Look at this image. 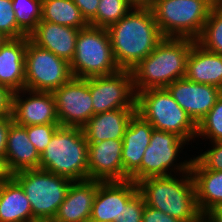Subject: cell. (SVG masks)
<instances>
[{"instance_id": "1", "label": "cell", "mask_w": 222, "mask_h": 222, "mask_svg": "<svg viewBox=\"0 0 222 222\" xmlns=\"http://www.w3.org/2000/svg\"><path fill=\"white\" fill-rule=\"evenodd\" d=\"M114 59L130 70L149 55L164 38L150 8H135L107 28Z\"/></svg>"}, {"instance_id": "2", "label": "cell", "mask_w": 222, "mask_h": 222, "mask_svg": "<svg viewBox=\"0 0 222 222\" xmlns=\"http://www.w3.org/2000/svg\"><path fill=\"white\" fill-rule=\"evenodd\" d=\"M195 42L189 38L164 37L149 55L130 69L136 94L166 88L185 78L187 59Z\"/></svg>"}, {"instance_id": "3", "label": "cell", "mask_w": 222, "mask_h": 222, "mask_svg": "<svg viewBox=\"0 0 222 222\" xmlns=\"http://www.w3.org/2000/svg\"><path fill=\"white\" fill-rule=\"evenodd\" d=\"M145 205L183 222H202L191 172L149 177L137 183Z\"/></svg>"}, {"instance_id": "4", "label": "cell", "mask_w": 222, "mask_h": 222, "mask_svg": "<svg viewBox=\"0 0 222 222\" xmlns=\"http://www.w3.org/2000/svg\"><path fill=\"white\" fill-rule=\"evenodd\" d=\"M39 169L72 181L88 180V143L83 129L59 126L40 155Z\"/></svg>"}, {"instance_id": "5", "label": "cell", "mask_w": 222, "mask_h": 222, "mask_svg": "<svg viewBox=\"0 0 222 222\" xmlns=\"http://www.w3.org/2000/svg\"><path fill=\"white\" fill-rule=\"evenodd\" d=\"M136 112L154 129L174 133L191 146L197 134V124L177 104L166 88L147 89L137 93Z\"/></svg>"}, {"instance_id": "6", "label": "cell", "mask_w": 222, "mask_h": 222, "mask_svg": "<svg viewBox=\"0 0 222 222\" xmlns=\"http://www.w3.org/2000/svg\"><path fill=\"white\" fill-rule=\"evenodd\" d=\"M213 7L204 0H153L150 7L163 37L197 40Z\"/></svg>"}, {"instance_id": "7", "label": "cell", "mask_w": 222, "mask_h": 222, "mask_svg": "<svg viewBox=\"0 0 222 222\" xmlns=\"http://www.w3.org/2000/svg\"><path fill=\"white\" fill-rule=\"evenodd\" d=\"M12 177L30 201L33 222L52 221L73 182L41 169L23 170Z\"/></svg>"}, {"instance_id": "8", "label": "cell", "mask_w": 222, "mask_h": 222, "mask_svg": "<svg viewBox=\"0 0 222 222\" xmlns=\"http://www.w3.org/2000/svg\"><path fill=\"white\" fill-rule=\"evenodd\" d=\"M70 70L74 78L84 79L120 70L113 56L107 29L88 25L79 30Z\"/></svg>"}, {"instance_id": "9", "label": "cell", "mask_w": 222, "mask_h": 222, "mask_svg": "<svg viewBox=\"0 0 222 222\" xmlns=\"http://www.w3.org/2000/svg\"><path fill=\"white\" fill-rule=\"evenodd\" d=\"M188 145L186 140L174 133L153 129L150 144L141 161V180L189 172L193 157L180 155L186 153L183 149Z\"/></svg>"}, {"instance_id": "10", "label": "cell", "mask_w": 222, "mask_h": 222, "mask_svg": "<svg viewBox=\"0 0 222 222\" xmlns=\"http://www.w3.org/2000/svg\"><path fill=\"white\" fill-rule=\"evenodd\" d=\"M24 68L25 89L31 91L53 92L73 77L70 63L37 47L28 36Z\"/></svg>"}, {"instance_id": "11", "label": "cell", "mask_w": 222, "mask_h": 222, "mask_svg": "<svg viewBox=\"0 0 222 222\" xmlns=\"http://www.w3.org/2000/svg\"><path fill=\"white\" fill-rule=\"evenodd\" d=\"M93 115L114 109H136L137 94L131 70L120 69L110 75L89 77Z\"/></svg>"}, {"instance_id": "12", "label": "cell", "mask_w": 222, "mask_h": 222, "mask_svg": "<svg viewBox=\"0 0 222 222\" xmlns=\"http://www.w3.org/2000/svg\"><path fill=\"white\" fill-rule=\"evenodd\" d=\"M52 94L60 126L82 128L93 116L89 78L72 77Z\"/></svg>"}, {"instance_id": "13", "label": "cell", "mask_w": 222, "mask_h": 222, "mask_svg": "<svg viewBox=\"0 0 222 222\" xmlns=\"http://www.w3.org/2000/svg\"><path fill=\"white\" fill-rule=\"evenodd\" d=\"M11 115L22 126L59 124L52 92L27 89L12 93Z\"/></svg>"}, {"instance_id": "14", "label": "cell", "mask_w": 222, "mask_h": 222, "mask_svg": "<svg viewBox=\"0 0 222 222\" xmlns=\"http://www.w3.org/2000/svg\"><path fill=\"white\" fill-rule=\"evenodd\" d=\"M166 89L177 104L198 124L214 107L222 90L217 86L178 79Z\"/></svg>"}, {"instance_id": "15", "label": "cell", "mask_w": 222, "mask_h": 222, "mask_svg": "<svg viewBox=\"0 0 222 222\" xmlns=\"http://www.w3.org/2000/svg\"><path fill=\"white\" fill-rule=\"evenodd\" d=\"M152 125L135 112L130 118L123 137L122 164L124 181H141V161L150 144Z\"/></svg>"}, {"instance_id": "16", "label": "cell", "mask_w": 222, "mask_h": 222, "mask_svg": "<svg viewBox=\"0 0 222 222\" xmlns=\"http://www.w3.org/2000/svg\"><path fill=\"white\" fill-rule=\"evenodd\" d=\"M138 185L132 180L97 181L90 220L115 222L125 206L137 193Z\"/></svg>"}, {"instance_id": "17", "label": "cell", "mask_w": 222, "mask_h": 222, "mask_svg": "<svg viewBox=\"0 0 222 222\" xmlns=\"http://www.w3.org/2000/svg\"><path fill=\"white\" fill-rule=\"evenodd\" d=\"M123 140L88 143V179L101 182L124 181Z\"/></svg>"}, {"instance_id": "18", "label": "cell", "mask_w": 222, "mask_h": 222, "mask_svg": "<svg viewBox=\"0 0 222 222\" xmlns=\"http://www.w3.org/2000/svg\"><path fill=\"white\" fill-rule=\"evenodd\" d=\"M78 32L77 28L40 21L28 37L37 47L51 51L70 63L75 55Z\"/></svg>"}, {"instance_id": "19", "label": "cell", "mask_w": 222, "mask_h": 222, "mask_svg": "<svg viewBox=\"0 0 222 222\" xmlns=\"http://www.w3.org/2000/svg\"><path fill=\"white\" fill-rule=\"evenodd\" d=\"M97 192V180L73 181L51 222H88Z\"/></svg>"}, {"instance_id": "20", "label": "cell", "mask_w": 222, "mask_h": 222, "mask_svg": "<svg viewBox=\"0 0 222 222\" xmlns=\"http://www.w3.org/2000/svg\"><path fill=\"white\" fill-rule=\"evenodd\" d=\"M5 163L11 175L31 169H39L40 155L30 142L25 126L14 121L7 136Z\"/></svg>"}, {"instance_id": "21", "label": "cell", "mask_w": 222, "mask_h": 222, "mask_svg": "<svg viewBox=\"0 0 222 222\" xmlns=\"http://www.w3.org/2000/svg\"><path fill=\"white\" fill-rule=\"evenodd\" d=\"M27 36L8 39L0 48V85L12 93L25 89Z\"/></svg>"}, {"instance_id": "22", "label": "cell", "mask_w": 222, "mask_h": 222, "mask_svg": "<svg viewBox=\"0 0 222 222\" xmlns=\"http://www.w3.org/2000/svg\"><path fill=\"white\" fill-rule=\"evenodd\" d=\"M136 109H114L93 115L82 127L87 143L123 140L130 118Z\"/></svg>"}, {"instance_id": "23", "label": "cell", "mask_w": 222, "mask_h": 222, "mask_svg": "<svg viewBox=\"0 0 222 222\" xmlns=\"http://www.w3.org/2000/svg\"><path fill=\"white\" fill-rule=\"evenodd\" d=\"M185 78L222 90V55L210 52L195 42L187 59Z\"/></svg>"}, {"instance_id": "24", "label": "cell", "mask_w": 222, "mask_h": 222, "mask_svg": "<svg viewBox=\"0 0 222 222\" xmlns=\"http://www.w3.org/2000/svg\"><path fill=\"white\" fill-rule=\"evenodd\" d=\"M190 172L193 177L196 201L204 215L215 206L222 204V171L206 170L194 157Z\"/></svg>"}, {"instance_id": "25", "label": "cell", "mask_w": 222, "mask_h": 222, "mask_svg": "<svg viewBox=\"0 0 222 222\" xmlns=\"http://www.w3.org/2000/svg\"><path fill=\"white\" fill-rule=\"evenodd\" d=\"M0 222H33L30 201L12 176L0 185Z\"/></svg>"}, {"instance_id": "26", "label": "cell", "mask_w": 222, "mask_h": 222, "mask_svg": "<svg viewBox=\"0 0 222 222\" xmlns=\"http://www.w3.org/2000/svg\"><path fill=\"white\" fill-rule=\"evenodd\" d=\"M41 21L69 26L79 30L89 25L73 0H42Z\"/></svg>"}, {"instance_id": "27", "label": "cell", "mask_w": 222, "mask_h": 222, "mask_svg": "<svg viewBox=\"0 0 222 222\" xmlns=\"http://www.w3.org/2000/svg\"><path fill=\"white\" fill-rule=\"evenodd\" d=\"M19 29L29 36L42 17V0H11Z\"/></svg>"}, {"instance_id": "28", "label": "cell", "mask_w": 222, "mask_h": 222, "mask_svg": "<svg viewBox=\"0 0 222 222\" xmlns=\"http://www.w3.org/2000/svg\"><path fill=\"white\" fill-rule=\"evenodd\" d=\"M204 49L222 55V10L213 7L200 37L196 40Z\"/></svg>"}, {"instance_id": "29", "label": "cell", "mask_w": 222, "mask_h": 222, "mask_svg": "<svg viewBox=\"0 0 222 222\" xmlns=\"http://www.w3.org/2000/svg\"><path fill=\"white\" fill-rule=\"evenodd\" d=\"M132 9L133 6L127 0H100L96 17L89 25L107 29Z\"/></svg>"}, {"instance_id": "30", "label": "cell", "mask_w": 222, "mask_h": 222, "mask_svg": "<svg viewBox=\"0 0 222 222\" xmlns=\"http://www.w3.org/2000/svg\"><path fill=\"white\" fill-rule=\"evenodd\" d=\"M197 141H222V94L218 97L214 107L197 124Z\"/></svg>"}, {"instance_id": "31", "label": "cell", "mask_w": 222, "mask_h": 222, "mask_svg": "<svg viewBox=\"0 0 222 222\" xmlns=\"http://www.w3.org/2000/svg\"><path fill=\"white\" fill-rule=\"evenodd\" d=\"M0 32L9 39L26 36L17 25L11 0H0Z\"/></svg>"}, {"instance_id": "32", "label": "cell", "mask_w": 222, "mask_h": 222, "mask_svg": "<svg viewBox=\"0 0 222 222\" xmlns=\"http://www.w3.org/2000/svg\"><path fill=\"white\" fill-rule=\"evenodd\" d=\"M60 124H44L25 126L30 142L35 146L39 155L43 153L50 143L56 129Z\"/></svg>"}, {"instance_id": "33", "label": "cell", "mask_w": 222, "mask_h": 222, "mask_svg": "<svg viewBox=\"0 0 222 222\" xmlns=\"http://www.w3.org/2000/svg\"><path fill=\"white\" fill-rule=\"evenodd\" d=\"M206 144L210 147L206 148ZM206 144H204V148L207 149L206 151L202 152L203 149L201 148V152H198V155L195 154L191 156L206 170L222 171V141L209 142Z\"/></svg>"}, {"instance_id": "34", "label": "cell", "mask_w": 222, "mask_h": 222, "mask_svg": "<svg viewBox=\"0 0 222 222\" xmlns=\"http://www.w3.org/2000/svg\"><path fill=\"white\" fill-rule=\"evenodd\" d=\"M145 209V201L138 192L125 206L122 213L115 222H142V215Z\"/></svg>"}, {"instance_id": "35", "label": "cell", "mask_w": 222, "mask_h": 222, "mask_svg": "<svg viewBox=\"0 0 222 222\" xmlns=\"http://www.w3.org/2000/svg\"><path fill=\"white\" fill-rule=\"evenodd\" d=\"M142 222H183L178 218L172 217L162 211L156 210L145 205L142 215Z\"/></svg>"}, {"instance_id": "36", "label": "cell", "mask_w": 222, "mask_h": 222, "mask_svg": "<svg viewBox=\"0 0 222 222\" xmlns=\"http://www.w3.org/2000/svg\"><path fill=\"white\" fill-rule=\"evenodd\" d=\"M99 1L100 0H73L88 23L96 17Z\"/></svg>"}, {"instance_id": "37", "label": "cell", "mask_w": 222, "mask_h": 222, "mask_svg": "<svg viewBox=\"0 0 222 222\" xmlns=\"http://www.w3.org/2000/svg\"><path fill=\"white\" fill-rule=\"evenodd\" d=\"M12 107V92L0 85V117H6L11 115Z\"/></svg>"}, {"instance_id": "38", "label": "cell", "mask_w": 222, "mask_h": 222, "mask_svg": "<svg viewBox=\"0 0 222 222\" xmlns=\"http://www.w3.org/2000/svg\"><path fill=\"white\" fill-rule=\"evenodd\" d=\"M13 122L12 115L0 117V156L4 157L7 144V136L11 123Z\"/></svg>"}, {"instance_id": "39", "label": "cell", "mask_w": 222, "mask_h": 222, "mask_svg": "<svg viewBox=\"0 0 222 222\" xmlns=\"http://www.w3.org/2000/svg\"><path fill=\"white\" fill-rule=\"evenodd\" d=\"M203 222H222V204L207 211L203 215Z\"/></svg>"}, {"instance_id": "40", "label": "cell", "mask_w": 222, "mask_h": 222, "mask_svg": "<svg viewBox=\"0 0 222 222\" xmlns=\"http://www.w3.org/2000/svg\"><path fill=\"white\" fill-rule=\"evenodd\" d=\"M12 175L7 169L4 157L0 156V185L7 181Z\"/></svg>"}, {"instance_id": "41", "label": "cell", "mask_w": 222, "mask_h": 222, "mask_svg": "<svg viewBox=\"0 0 222 222\" xmlns=\"http://www.w3.org/2000/svg\"><path fill=\"white\" fill-rule=\"evenodd\" d=\"M135 8H150L153 0H127Z\"/></svg>"}, {"instance_id": "42", "label": "cell", "mask_w": 222, "mask_h": 222, "mask_svg": "<svg viewBox=\"0 0 222 222\" xmlns=\"http://www.w3.org/2000/svg\"><path fill=\"white\" fill-rule=\"evenodd\" d=\"M9 38L0 32V48Z\"/></svg>"}, {"instance_id": "43", "label": "cell", "mask_w": 222, "mask_h": 222, "mask_svg": "<svg viewBox=\"0 0 222 222\" xmlns=\"http://www.w3.org/2000/svg\"><path fill=\"white\" fill-rule=\"evenodd\" d=\"M204 1L208 2L212 7H218L220 0H204Z\"/></svg>"}, {"instance_id": "44", "label": "cell", "mask_w": 222, "mask_h": 222, "mask_svg": "<svg viewBox=\"0 0 222 222\" xmlns=\"http://www.w3.org/2000/svg\"><path fill=\"white\" fill-rule=\"evenodd\" d=\"M218 7L222 10V0L219 1Z\"/></svg>"}, {"instance_id": "45", "label": "cell", "mask_w": 222, "mask_h": 222, "mask_svg": "<svg viewBox=\"0 0 222 222\" xmlns=\"http://www.w3.org/2000/svg\"><path fill=\"white\" fill-rule=\"evenodd\" d=\"M88 222H102V221L89 220Z\"/></svg>"}]
</instances>
